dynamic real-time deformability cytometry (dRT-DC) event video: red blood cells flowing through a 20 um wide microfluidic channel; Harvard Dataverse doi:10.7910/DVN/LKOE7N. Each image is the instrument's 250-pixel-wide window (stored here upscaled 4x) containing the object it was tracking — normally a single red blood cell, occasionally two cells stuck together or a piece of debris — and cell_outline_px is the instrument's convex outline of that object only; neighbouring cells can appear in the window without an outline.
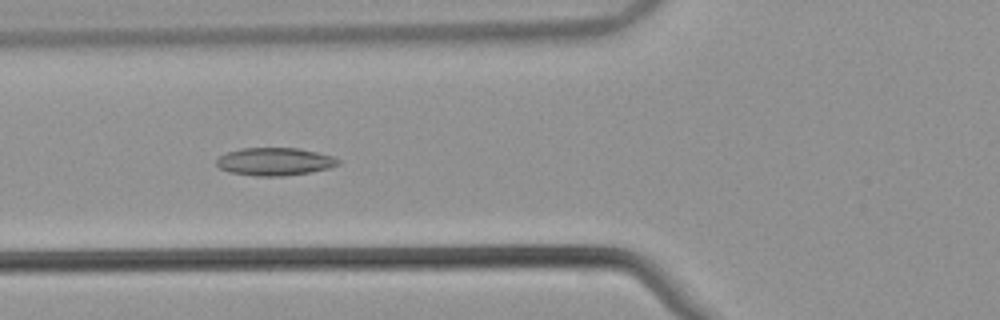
{"species": "common noctule bat (a hibernating species)", "species_latin": "Nyctalus noctula", "temperature_condition": "warm", "stored_images_in_passage": 48, "segment_of_instrument_passage": [1, 2], "camera_frame_rate_fps": 3000, "um_per_image_px": 0.085, "animal": {"sex": "male", "body_mass_g": 21.5, "forearm_length_mm": 52.0}, "frame": {"image": 1, "passage_image": 14, "time_ms": 4.333, "image_size_px": [1000, 320], "cell_outline_px": [[340, 164], [328, 168], [312, 172], [284, 176], [256, 176], [228, 172], [220, 168], [216, 164], [216, 160], [220, 156], [228, 152], [240, 148], [300, 148], [332, 156], [340, 160]], "centroid_in_image_um": [23.35, 13.74], "position_along_channel_um": 102.5, "area_um2": 19.77}}
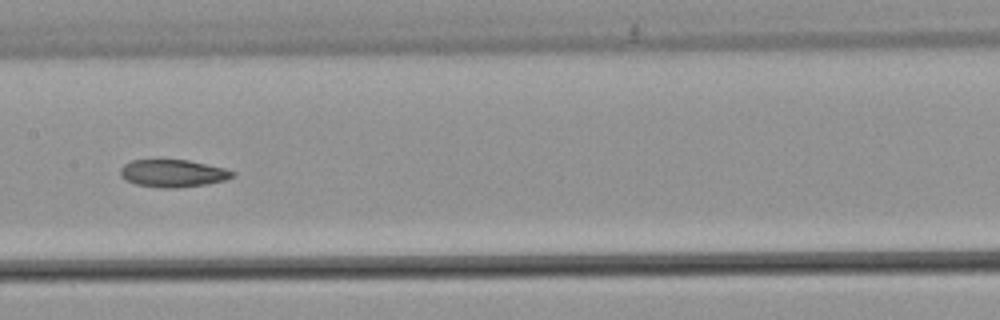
{"frame": {"image": 2, "passage_image": 21, "time_ms": 6.667, "image_size_px": [1000, 320], "cell_outline_px": [[236, 176], [224, 180], [208, 184], [176, 188], [160, 188], [136, 184], [124, 180], [120, 176], [120, 168], [124, 164], [132, 160], [188, 160], [224, 168], [236, 172]], "centroid_in_image_um": [14.69, 14.74], "position_along_channel_um": 192.7, "area_um2": 18.09}}
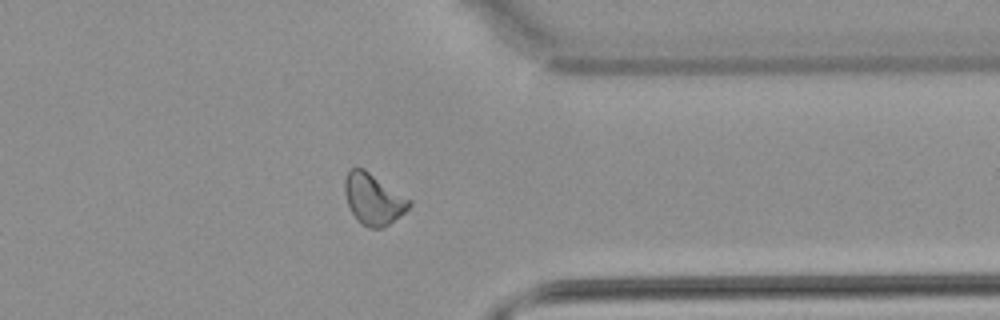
{"frame": {"image": 3, "passage_image": 36, "time_ms": 11.667, "image_size_px": [1000, 320], "cell_outline_px": [[412, 204], [400, 216], [384, 228], [368, 228], [360, 224], [356, 220], [348, 204], [344, 192], [344, 180], [348, 168], [364, 168], [412, 200]], "centroid_in_image_um": [31.72, 16.92], "position_along_channel_um": 379.7, "area_um2": 19.42}}